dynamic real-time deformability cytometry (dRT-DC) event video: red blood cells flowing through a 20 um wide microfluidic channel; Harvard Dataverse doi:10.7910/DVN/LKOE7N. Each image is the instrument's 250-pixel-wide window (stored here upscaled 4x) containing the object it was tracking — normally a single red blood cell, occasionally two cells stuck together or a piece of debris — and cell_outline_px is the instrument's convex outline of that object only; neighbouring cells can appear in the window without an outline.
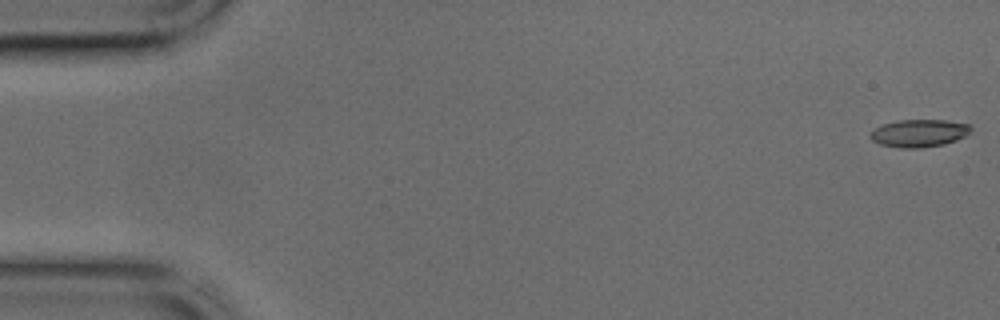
{"species": "common noctule bat (a hibernating species)", "species_latin": "Nyctalus noctula", "temperature_condition": "cold", "stored_images_in_passage": 44, "camera_frame_rate_fps": 3000, "um_per_image_px": 0.085, "animal": {"sex": "male", "body_mass_g": 17.9, "forearm_length_mm": 54.2}, "frame": {"image": 1, "passage_image": 1, "time_ms": 0.0, "image_size_px": [1000, 320], "cell_outline_px": [[972, 128], [964, 136], [956, 140], [944, 144], [920, 148], [900, 148], [880, 144], [872, 140], [868, 136], [876, 128], [884, 124], [900, 120], [944, 120], [972, 124]], "centroid_in_image_um": [78.13, 11.32], "position_along_channel_um": 6.9, "area_um2": 16.07}}
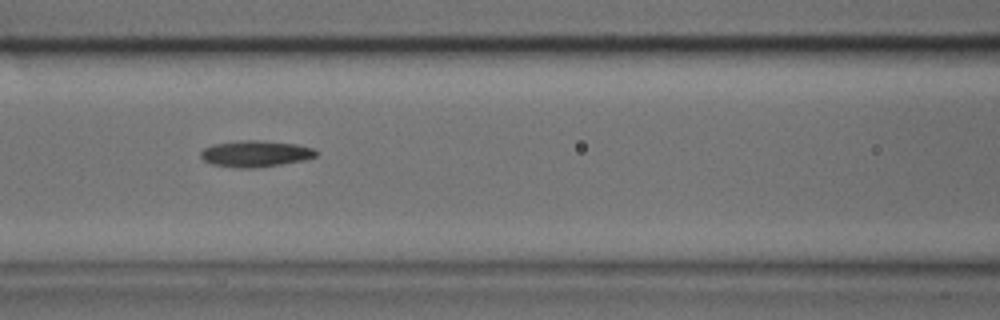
{"frame": {"image": 2, "passage_image": 19, "time_ms": 6.0, "image_size_px": [1000, 320], "cell_outline_px": [[320, 152], [316, 156], [304, 160], [280, 164], [252, 168], [236, 168], [212, 164], [204, 160], [200, 156], [200, 152], [204, 148], [212, 144], [244, 140], [256, 140], [296, 144], [312, 148]], "centroid_in_image_um": [21.71, 13.06], "position_along_channel_um": 144.9, "area_um2": 17.63}}
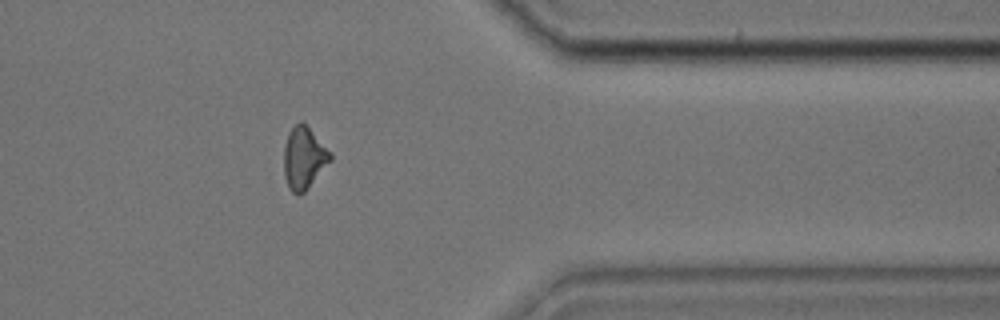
{"frame": {"image": 3, "passage_image": 36, "time_ms": 11.667, "image_size_px": [1000, 320], "cell_outline_px": [[332, 160], [308, 188], [300, 196], [296, 196], [288, 188], [284, 176], [284, 148], [288, 132], [300, 120], [304, 120], [332, 152]], "centroid_in_image_um": [25.85, 13.41], "position_along_channel_um": 385.6, "area_um2": 17.34}}